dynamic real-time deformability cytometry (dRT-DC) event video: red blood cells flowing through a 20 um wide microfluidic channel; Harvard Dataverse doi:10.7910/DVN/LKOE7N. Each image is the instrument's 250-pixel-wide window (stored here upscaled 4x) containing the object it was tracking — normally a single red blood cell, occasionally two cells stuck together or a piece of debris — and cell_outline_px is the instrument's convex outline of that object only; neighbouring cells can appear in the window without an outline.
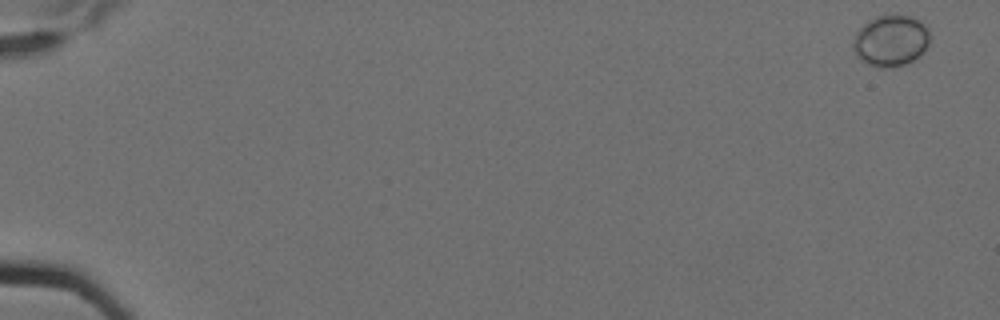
{"species": "Egyptian fruit bat (a non-hibernating species)", "species_latin": "Rousettus aegyptiacus", "temperature_condition": "cold", "stored_images_in_passage": 6, "camera_frame_rate_fps": 3000, "um_per_image_px": 0.085, "animal": {"sex": "female"}, "frame": {"image": 1, "passage_image": 1, "time_ms": 0.0, "image_size_px": [1000, 320], "cell_outline_px": [[932, 36], [924, 52], [920, 56], [904, 64], [884, 68], [880, 68], [868, 64], [856, 56], [852, 44], [856, 32], [868, 20], [880, 16], [908, 16], [920, 20], [928, 24]], "centroid_in_image_um": [75.76, 3.46], "position_along_channel_um": 9.2, "area_um2": 23.06}}
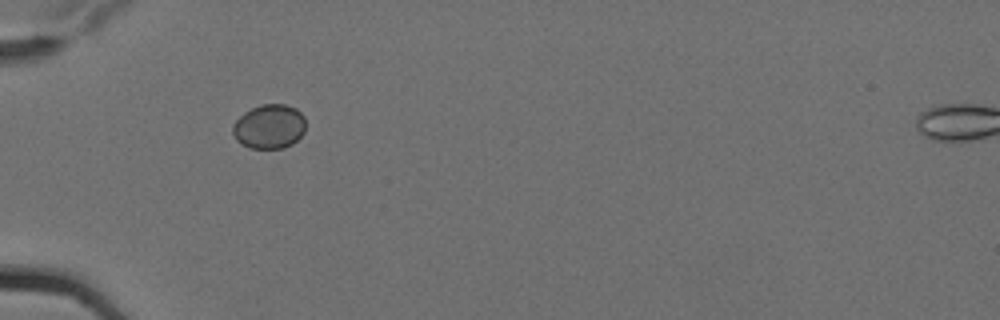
{"frame": {"image": 2, "passage_image": 5, "time_ms": 1.333, "image_size_px": [1000, 320], "cell_outline_px": [[304, 132], [292, 144], [284, 148], [248, 148], [240, 144], [236, 140], [232, 132], [232, 124], [244, 112], [260, 104], [284, 104], [296, 108], [304, 116]], "centroid_in_image_um": [22.86, 10.76], "position_along_channel_um": 62.1, "area_um2": 18.96}}